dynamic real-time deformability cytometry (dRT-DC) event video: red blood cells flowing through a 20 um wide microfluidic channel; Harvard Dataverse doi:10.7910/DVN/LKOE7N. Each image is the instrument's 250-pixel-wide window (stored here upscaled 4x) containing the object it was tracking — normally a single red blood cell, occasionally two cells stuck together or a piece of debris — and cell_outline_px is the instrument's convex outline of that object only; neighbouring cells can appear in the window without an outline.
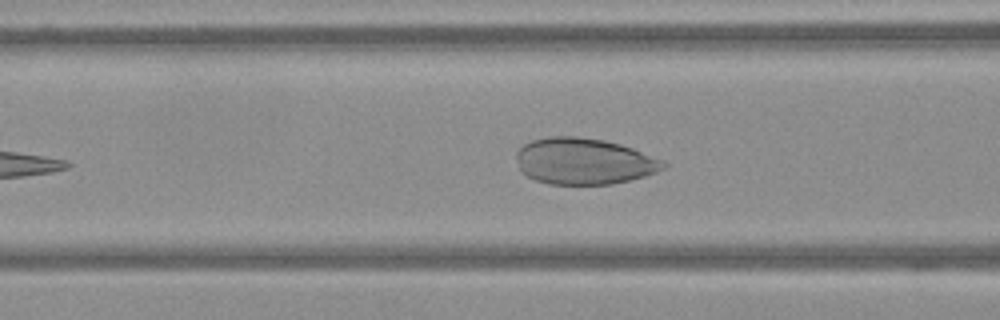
{"species": "Egyptian fruit bat (a non-hibernating species)", "species_latin": "Rousettus aegyptiacus", "temperature_condition": "warm", "stored_images_in_passage": 32, "camera_frame_rate_fps": 3000, "um_per_image_px": 0.085, "frame": {"image": 1, "passage_image": 13, "time_ms": 4.0, "image_size_px": [1000, 320], "cell_outline_px": [[668, 164], [664, 168], [656, 172], [644, 176], [612, 184], [548, 184], [536, 180], [520, 172], [516, 160], [516, 152], [524, 144], [532, 140], [548, 136], [576, 136], [604, 140], [620, 144], [632, 148], [664, 160]], "centroid_in_image_um": [49.61, 13.7], "position_along_channel_um": 117.0, "area_um2": 39.82}}
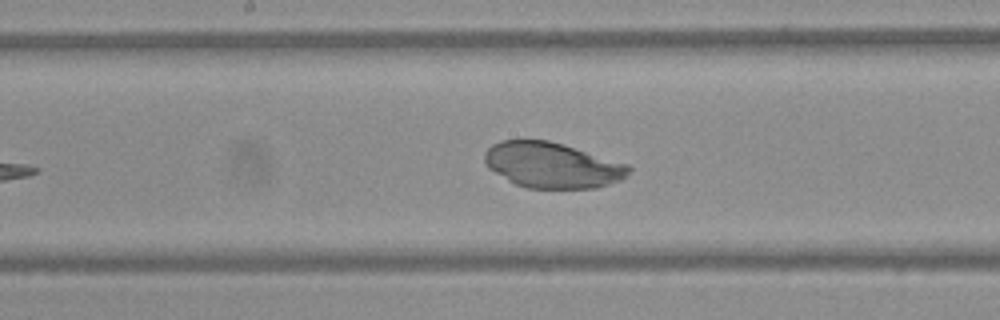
{"frame": {"image": 2, "passage_image": 21, "time_ms": 6.667, "image_size_px": [1000, 320], "cell_outline_px": [[632, 168], [620, 180], [596, 188], [528, 188], [516, 184], [508, 180], [488, 168], [484, 164], [484, 152], [492, 144], [500, 140], [548, 140], [564, 144], [628, 164]], "centroid_in_image_um": [46.9, 14.03], "position_along_channel_um": 201.3, "area_um2": 38.21}}
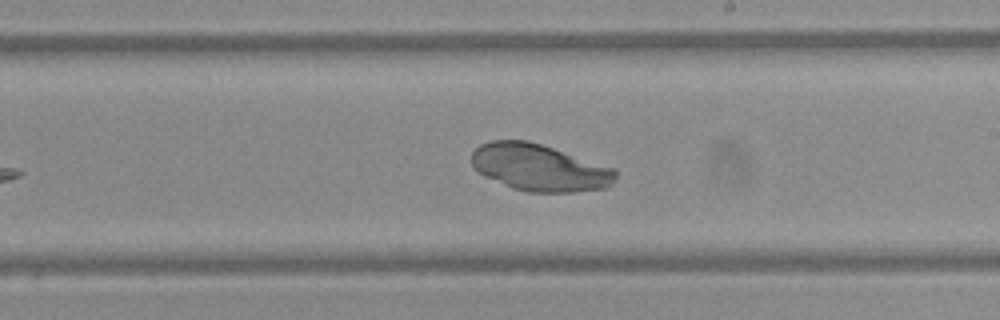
{"frame": {"image": 3, "passage_image": 25, "time_ms": 8.0, "image_size_px": [1000, 320], "cell_outline_px": [[616, 180], [608, 188], [572, 192], [528, 192], [512, 188], [484, 176], [476, 172], [472, 168], [472, 152], [480, 144], [492, 140], [528, 140], [616, 168]], "centroid_in_image_um": [45.85, 14.25], "position_along_channel_um": 243.1, "area_um2": 39.65}}